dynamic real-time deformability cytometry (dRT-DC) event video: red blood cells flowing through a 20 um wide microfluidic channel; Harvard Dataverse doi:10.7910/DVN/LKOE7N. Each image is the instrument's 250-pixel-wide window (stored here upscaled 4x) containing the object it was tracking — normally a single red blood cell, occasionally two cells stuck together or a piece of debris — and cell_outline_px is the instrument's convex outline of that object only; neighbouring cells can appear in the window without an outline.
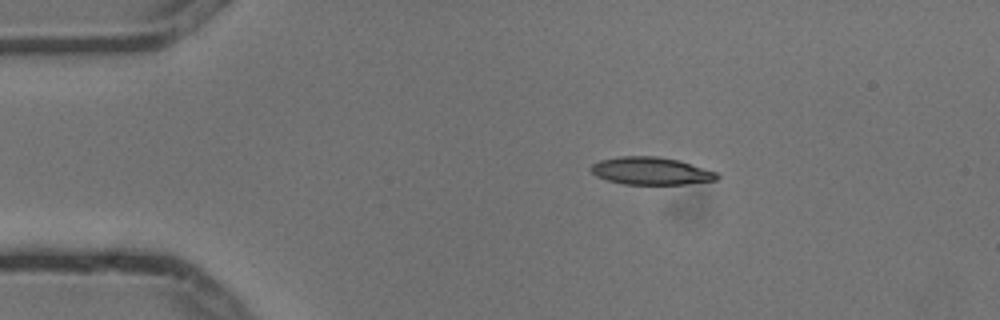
{"species": "common noctule bat (a hibernating species)", "species_latin": "Nyctalus noctula", "temperature_condition": "cold", "stored_images_in_passage": 8, "camera_frame_rate_fps": 3000, "um_per_image_px": 0.085, "animal": {"sex": "male", "body_mass_g": 13.3}, "frame": {"image": 1, "passage_image": 1, "time_ms": 0.0, "image_size_px": [1000, 320], "cell_outline_px": [[720, 176], [716, 180], [684, 184], [624, 184], [608, 180], [596, 176], [588, 168], [592, 164], [600, 160], [620, 156], [656, 156], [680, 160], [720, 172]], "centroid_in_image_um": [55.37, 14.52], "position_along_channel_um": 29.6, "area_um2": 20.46}}
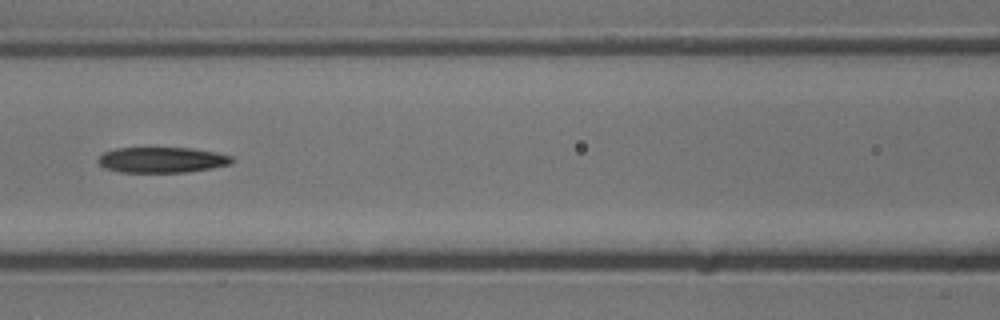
{"frame": {"image": 2, "passage_image": 5, "time_ms": 1.333, "image_size_px": [1000, 320], "cell_outline_px": [[232, 164], [212, 168], [188, 172], [120, 172], [104, 168], [96, 160], [104, 152], [116, 148], [192, 148], [216, 152], [232, 156]], "centroid_in_image_um": [13.77, 13.59], "position_along_channel_um": 152.8, "area_um2": 20.0}}
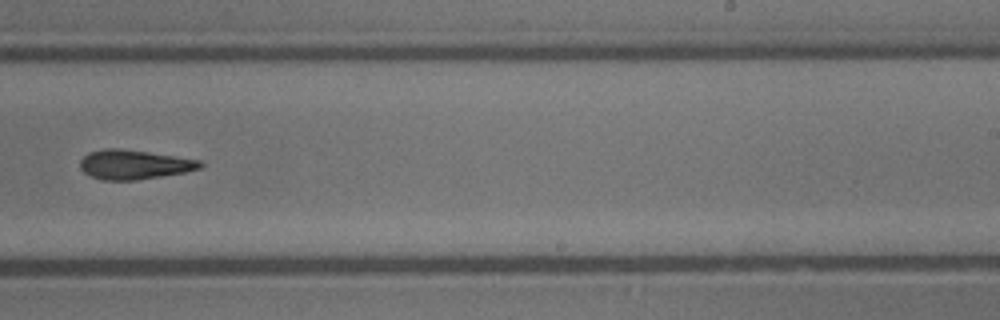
{"frame": {"image": 3, "passage_image": 8, "time_ms": 2.333, "image_size_px": [1000, 320], "cell_outline_px": [[204, 164], [200, 168], [184, 172], [136, 180], [104, 180], [92, 176], [84, 172], [80, 168], [80, 160], [88, 152], [104, 148], [120, 148], [148, 152], [200, 160]], "centroid_in_image_um": [11.37, 13.98], "position_along_channel_um": 277.6, "area_um2": 20.4}}